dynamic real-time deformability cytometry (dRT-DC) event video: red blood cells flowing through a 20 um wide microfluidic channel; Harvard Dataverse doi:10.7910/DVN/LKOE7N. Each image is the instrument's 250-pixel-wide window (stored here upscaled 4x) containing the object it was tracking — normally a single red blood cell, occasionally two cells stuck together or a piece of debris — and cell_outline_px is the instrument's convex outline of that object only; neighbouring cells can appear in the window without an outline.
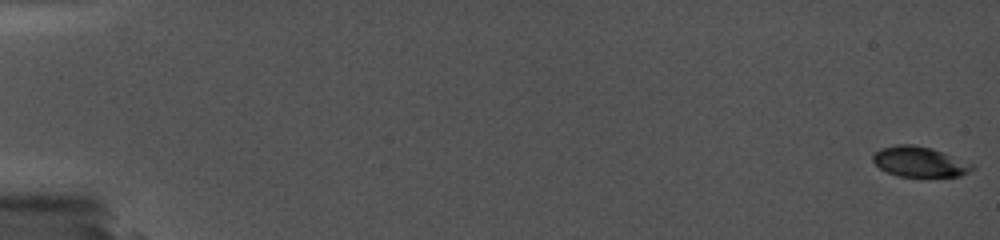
{"species": "common noctule bat (a hibernating species)", "species_latin": "Nyctalus noctula", "temperature_condition": "cold", "stored_images_in_passage": 68, "camera_frame_rate_fps": 5000, "um_per_image_px": 0.085, "animal": {"sex": "female", "body_mass_g": 19.0, "forearm_length_mm": 56.7}, "frame": {"image": 1, "passage_image": 1, "time_ms": 0.0, "image_size_px": [1000, 240], "cell_outline_px": [[976, 168], [960, 176], [900, 176], [888, 172], [880, 168], [872, 160], [872, 156], [880, 148], [896, 144], [912, 144], [932, 148], [976, 164]], "centroid_in_image_um": [78.2, 13.73], "position_along_channel_um": 6.8, "area_um2": 17.57}}
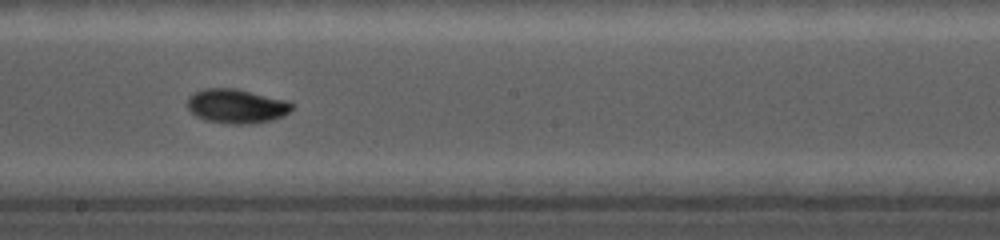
{"frame": {"image": 2, "passage_image": 42, "time_ms": 11.0, "image_size_px": [1000, 240], "cell_outline_px": [[296, 104], [284, 116], [272, 120], [248, 124], [232, 124], [204, 120], [196, 116], [188, 108], [188, 96], [204, 88], [236, 88], [288, 100]], "centroid_in_image_um": [20.14, 9.01], "position_along_channel_um": 228.1, "area_um2": 21.04}}
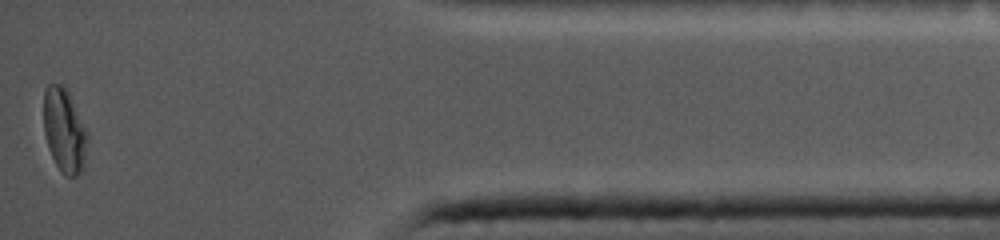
{"frame": {"image": 3, "passage_image": 68, "time_ms": 17.2, "image_size_px": [1000, 240], "cell_outline_px": [[88, 140], [84, 168], [76, 176], [64, 176], [60, 172], [48, 148], [44, 132], [44, 92], [48, 84], [60, 84], [68, 92], [88, 132]], "centroid_in_image_um": [5.48, 11.14], "position_along_channel_um": 429.7, "area_um2": 21.5}}